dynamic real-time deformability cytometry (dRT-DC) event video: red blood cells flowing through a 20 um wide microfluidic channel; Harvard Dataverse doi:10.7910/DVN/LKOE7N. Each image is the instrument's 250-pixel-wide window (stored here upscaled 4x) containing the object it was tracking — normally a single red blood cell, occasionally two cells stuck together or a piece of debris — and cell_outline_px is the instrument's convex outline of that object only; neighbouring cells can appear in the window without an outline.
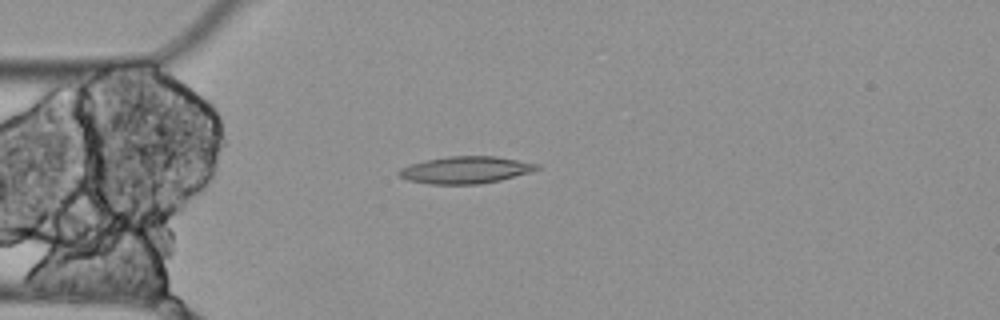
{"species": "Egyptian fruit bat (a non-hibernating species)", "species_latin": "Rousettus aegyptiacus", "temperature_condition": "cold", "stored_images_in_passage": 1, "camera_frame_rate_fps": 3000, "um_per_image_px": 0.085, "animal": {"sex": "female"}, "frame": {"image": 1, "passage_image": 1, "time_ms": 0.0, "image_size_px": [1000, 320], "cell_outline_px": [[540, 168], [532, 172], [500, 180], [480, 184], [428, 184], [408, 180], [400, 176], [396, 172], [400, 168], [424, 160], [448, 156], [496, 156], [540, 164]], "centroid_in_image_um": [39.59, 14.44], "position_along_channel_um": 45.4, "area_um2": 21.85}}